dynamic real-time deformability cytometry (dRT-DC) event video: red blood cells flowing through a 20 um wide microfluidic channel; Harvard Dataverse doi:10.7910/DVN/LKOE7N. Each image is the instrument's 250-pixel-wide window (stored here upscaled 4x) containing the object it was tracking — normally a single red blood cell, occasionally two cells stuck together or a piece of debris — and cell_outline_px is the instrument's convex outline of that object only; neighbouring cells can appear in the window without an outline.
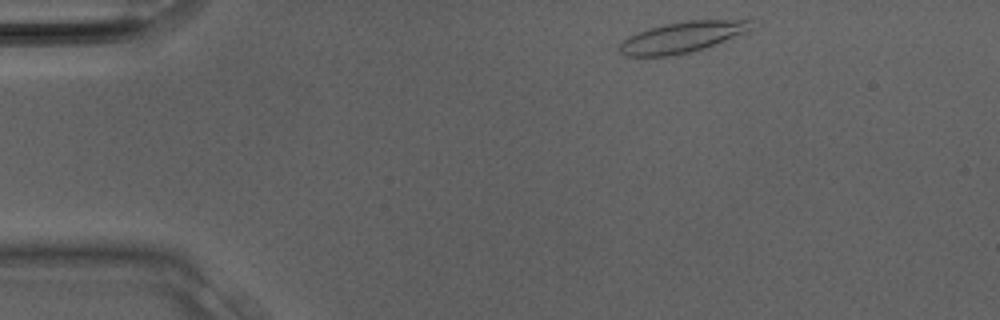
{"species": "Egyptian fruit bat (a non-hibernating species)", "species_latin": "Rousettus aegyptiacus", "temperature_condition": "room temperature", "stored_images_in_passage": 27, "camera_frame_rate_fps": 3000, "um_per_image_px": 0.085, "animal": {"sex": "male"}, "frame": {"image": 1, "passage_image": 1, "time_ms": 0.0, "image_size_px": [1000, 320], "cell_outline_px": [[752, 20], [748, 28], [744, 32], [716, 44], [704, 48], [688, 52], [668, 56], [624, 56], [620, 52], [620, 44], [628, 36], [648, 28], [664, 24], [688, 20]], "centroid_in_image_um": [57.9, 3.16], "position_along_channel_um": 27.1, "area_um2": 23.18}}
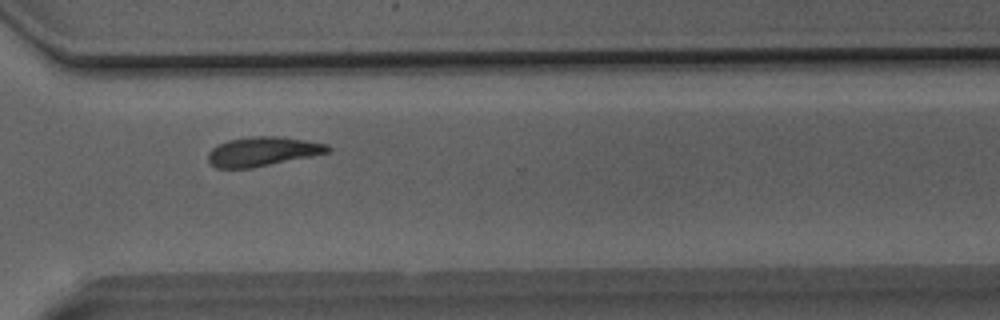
{"frame": {"image": 2, "passage_image": 19, "time_ms": 6.0, "image_size_px": [1000, 320], "cell_outline_px": [[332, 148], [328, 152], [312, 156], [252, 168], [216, 168], [208, 160], [208, 152], [216, 144], [228, 140], [252, 136], [276, 136], [304, 140], [328, 144]], "centroid_in_image_um": [22.3, 12.87], "position_along_channel_um": 348.3, "area_um2": 20.4}}
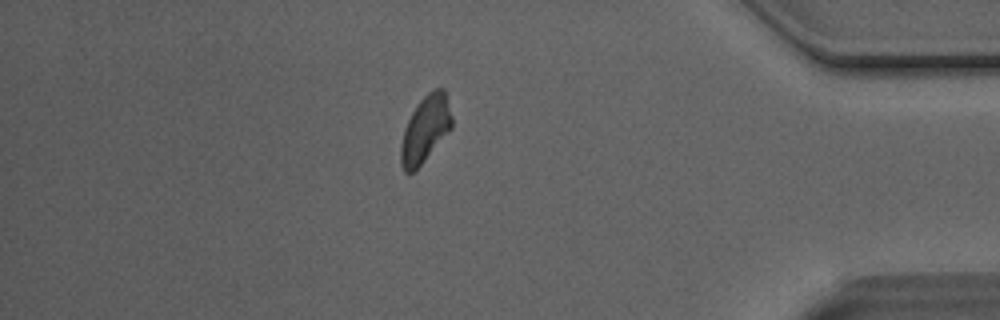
{"frame": {"image": 3, "passage_image": 23, "time_ms": 7.333, "image_size_px": [1000, 320], "cell_outline_px": [[452, 128], [424, 160], [412, 172], [404, 172], [400, 164], [400, 144], [404, 128], [416, 104], [428, 92], [436, 88], [444, 88], [452, 116]], "centroid_in_image_um": [36.13, 10.96], "position_along_channel_um": 399.1, "area_um2": 19.65}}